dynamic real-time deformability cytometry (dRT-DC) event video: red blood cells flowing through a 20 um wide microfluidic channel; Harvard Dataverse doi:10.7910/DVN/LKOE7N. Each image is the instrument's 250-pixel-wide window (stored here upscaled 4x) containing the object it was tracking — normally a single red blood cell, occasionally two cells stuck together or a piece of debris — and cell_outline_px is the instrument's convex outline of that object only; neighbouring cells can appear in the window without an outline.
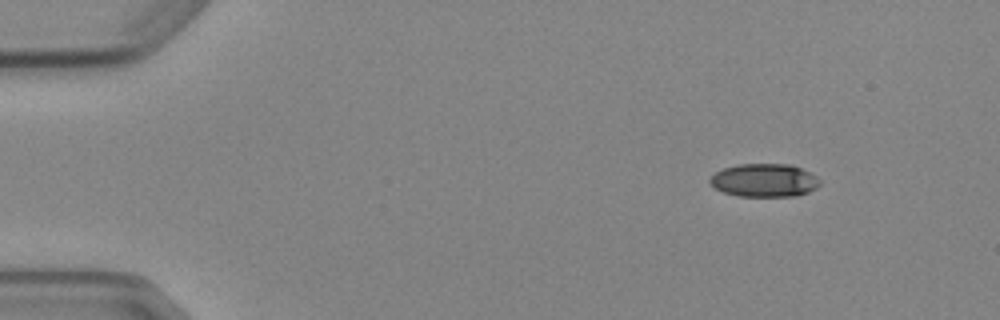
{"species": "Egyptian fruit bat (a non-hibernating species)", "species_latin": "Rousettus aegyptiacus", "temperature_condition": "cold", "stored_images_in_passage": 9, "camera_frame_rate_fps": 3000, "um_per_image_px": 0.085, "animal": {"sex": "female"}, "frame": {"image": 1, "passage_image": 1, "time_ms": 0.0, "image_size_px": [1000, 320], "cell_outline_px": [[820, 184], [816, 188], [808, 192], [796, 196], [736, 196], [724, 192], [716, 188], [708, 180], [716, 172], [724, 168], [736, 164], [792, 164], [816, 176], [820, 180]], "centroid_in_image_um": [64.98, 15.32], "position_along_channel_um": 20.0, "area_um2": 21.21}}
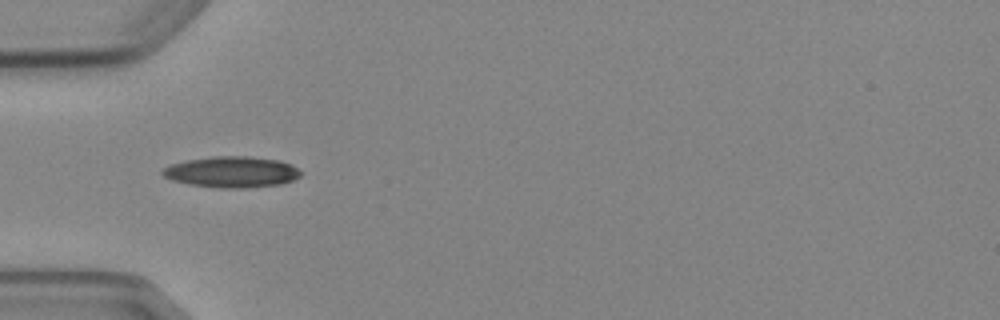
{"frame": {"image": 2, "passage_image": 4, "time_ms": 3.667, "image_size_px": [1000, 320], "cell_outline_px": [[300, 176], [292, 180], [280, 184], [244, 188], [216, 188], [188, 184], [172, 180], [164, 176], [160, 172], [168, 164], [184, 160], [212, 156], [248, 156], [280, 160], [292, 164], [300, 172]], "centroid_in_image_um": [19.65, 14.61], "position_along_channel_um": 65.3, "area_um2": 25.2}}
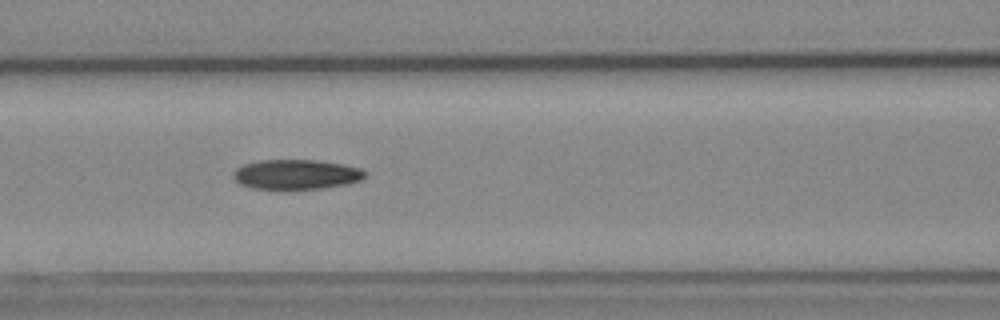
{"frame": {"image": 3, "passage_image": 6, "time_ms": 5.667, "image_size_px": [1000, 320], "cell_outline_px": [[368, 172], [360, 180], [348, 184], [324, 188], [288, 192], [284, 192], [252, 188], [240, 184], [232, 176], [232, 172], [236, 168], [244, 164], [260, 160], [316, 160], [344, 164], [360, 168]], "centroid_in_image_um": [25.15, 14.87], "position_along_channel_um": 141.4, "area_um2": 23.87}}